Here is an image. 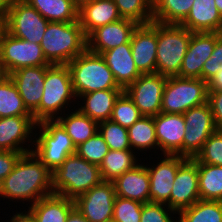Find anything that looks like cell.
I'll return each instance as SVG.
<instances>
[{
	"instance_id": "f907efd6",
	"label": "cell",
	"mask_w": 222,
	"mask_h": 222,
	"mask_svg": "<svg viewBox=\"0 0 222 222\" xmlns=\"http://www.w3.org/2000/svg\"><path fill=\"white\" fill-rule=\"evenodd\" d=\"M93 0H73V2L76 4L78 8H80L85 3L91 2Z\"/></svg>"
},
{
	"instance_id": "f546056e",
	"label": "cell",
	"mask_w": 222,
	"mask_h": 222,
	"mask_svg": "<svg viewBox=\"0 0 222 222\" xmlns=\"http://www.w3.org/2000/svg\"><path fill=\"white\" fill-rule=\"evenodd\" d=\"M133 153V150H109L99 166L102 180L113 182L138 165Z\"/></svg>"
},
{
	"instance_id": "8fae6325",
	"label": "cell",
	"mask_w": 222,
	"mask_h": 222,
	"mask_svg": "<svg viewBox=\"0 0 222 222\" xmlns=\"http://www.w3.org/2000/svg\"><path fill=\"white\" fill-rule=\"evenodd\" d=\"M167 76L141 74L124 92L137 106L142 116L155 117L161 113L163 90Z\"/></svg>"
},
{
	"instance_id": "4316f807",
	"label": "cell",
	"mask_w": 222,
	"mask_h": 222,
	"mask_svg": "<svg viewBox=\"0 0 222 222\" xmlns=\"http://www.w3.org/2000/svg\"><path fill=\"white\" fill-rule=\"evenodd\" d=\"M29 206L36 222H66L75 204L74 199L52 194Z\"/></svg>"
},
{
	"instance_id": "44dd1931",
	"label": "cell",
	"mask_w": 222,
	"mask_h": 222,
	"mask_svg": "<svg viewBox=\"0 0 222 222\" xmlns=\"http://www.w3.org/2000/svg\"><path fill=\"white\" fill-rule=\"evenodd\" d=\"M50 65L23 67L9 74L23 103L32 114L40 105L46 70Z\"/></svg>"
},
{
	"instance_id": "484cf974",
	"label": "cell",
	"mask_w": 222,
	"mask_h": 222,
	"mask_svg": "<svg viewBox=\"0 0 222 222\" xmlns=\"http://www.w3.org/2000/svg\"><path fill=\"white\" fill-rule=\"evenodd\" d=\"M123 92L124 89H105L82 94L78 98H84L85 105L78 110L98 123L110 120L115 102Z\"/></svg>"
},
{
	"instance_id": "30bf717a",
	"label": "cell",
	"mask_w": 222,
	"mask_h": 222,
	"mask_svg": "<svg viewBox=\"0 0 222 222\" xmlns=\"http://www.w3.org/2000/svg\"><path fill=\"white\" fill-rule=\"evenodd\" d=\"M49 21L24 0H10L6 31L12 36L41 43Z\"/></svg>"
},
{
	"instance_id": "7c38bea8",
	"label": "cell",
	"mask_w": 222,
	"mask_h": 222,
	"mask_svg": "<svg viewBox=\"0 0 222 222\" xmlns=\"http://www.w3.org/2000/svg\"><path fill=\"white\" fill-rule=\"evenodd\" d=\"M183 116L186 123L183 156L194 158L203 147L205 141L217 130V127L208 102L192 107Z\"/></svg>"
},
{
	"instance_id": "74e56055",
	"label": "cell",
	"mask_w": 222,
	"mask_h": 222,
	"mask_svg": "<svg viewBox=\"0 0 222 222\" xmlns=\"http://www.w3.org/2000/svg\"><path fill=\"white\" fill-rule=\"evenodd\" d=\"M141 117L137 106L123 92L115 102L110 120L128 129Z\"/></svg>"
},
{
	"instance_id": "f35d334b",
	"label": "cell",
	"mask_w": 222,
	"mask_h": 222,
	"mask_svg": "<svg viewBox=\"0 0 222 222\" xmlns=\"http://www.w3.org/2000/svg\"><path fill=\"white\" fill-rule=\"evenodd\" d=\"M109 150L107 143L100 133L97 132L94 136L76 147V154L89 163L100 166Z\"/></svg>"
},
{
	"instance_id": "ab89813d",
	"label": "cell",
	"mask_w": 222,
	"mask_h": 222,
	"mask_svg": "<svg viewBox=\"0 0 222 222\" xmlns=\"http://www.w3.org/2000/svg\"><path fill=\"white\" fill-rule=\"evenodd\" d=\"M197 163L222 166V130H216L194 157Z\"/></svg>"
},
{
	"instance_id": "f6af8a7d",
	"label": "cell",
	"mask_w": 222,
	"mask_h": 222,
	"mask_svg": "<svg viewBox=\"0 0 222 222\" xmlns=\"http://www.w3.org/2000/svg\"><path fill=\"white\" fill-rule=\"evenodd\" d=\"M207 102L210 105L215 126L218 130H222V91H208Z\"/></svg>"
},
{
	"instance_id": "7402d4cb",
	"label": "cell",
	"mask_w": 222,
	"mask_h": 222,
	"mask_svg": "<svg viewBox=\"0 0 222 222\" xmlns=\"http://www.w3.org/2000/svg\"><path fill=\"white\" fill-rule=\"evenodd\" d=\"M101 56L111 70L115 81L123 89L133 83L141 75L132 57L130 42L102 52Z\"/></svg>"
},
{
	"instance_id": "7a4b0ae2",
	"label": "cell",
	"mask_w": 222,
	"mask_h": 222,
	"mask_svg": "<svg viewBox=\"0 0 222 222\" xmlns=\"http://www.w3.org/2000/svg\"><path fill=\"white\" fill-rule=\"evenodd\" d=\"M40 45L51 65H67L87 49V37L79 20L49 22Z\"/></svg>"
},
{
	"instance_id": "7dc6e473",
	"label": "cell",
	"mask_w": 222,
	"mask_h": 222,
	"mask_svg": "<svg viewBox=\"0 0 222 222\" xmlns=\"http://www.w3.org/2000/svg\"><path fill=\"white\" fill-rule=\"evenodd\" d=\"M9 222H36V219L32 212L29 210L28 212H16L14 216L11 217V220Z\"/></svg>"
},
{
	"instance_id": "5bb4252c",
	"label": "cell",
	"mask_w": 222,
	"mask_h": 222,
	"mask_svg": "<svg viewBox=\"0 0 222 222\" xmlns=\"http://www.w3.org/2000/svg\"><path fill=\"white\" fill-rule=\"evenodd\" d=\"M200 200L198 163L187 158L178 168L170 194V208L177 213Z\"/></svg>"
},
{
	"instance_id": "ac0fdd59",
	"label": "cell",
	"mask_w": 222,
	"mask_h": 222,
	"mask_svg": "<svg viewBox=\"0 0 222 222\" xmlns=\"http://www.w3.org/2000/svg\"><path fill=\"white\" fill-rule=\"evenodd\" d=\"M158 150L163 155L183 156L186 123L183 114L159 113L154 117Z\"/></svg>"
},
{
	"instance_id": "b9f144b4",
	"label": "cell",
	"mask_w": 222,
	"mask_h": 222,
	"mask_svg": "<svg viewBox=\"0 0 222 222\" xmlns=\"http://www.w3.org/2000/svg\"><path fill=\"white\" fill-rule=\"evenodd\" d=\"M172 213L173 215L175 213L177 214L176 211L172 210L164 203H144L142 207L140 222H178V219H176V221L175 219H171L174 218L171 217Z\"/></svg>"
},
{
	"instance_id": "8992f818",
	"label": "cell",
	"mask_w": 222,
	"mask_h": 222,
	"mask_svg": "<svg viewBox=\"0 0 222 222\" xmlns=\"http://www.w3.org/2000/svg\"><path fill=\"white\" fill-rule=\"evenodd\" d=\"M192 32L181 24L157 22L156 73L177 76L188 49Z\"/></svg>"
},
{
	"instance_id": "f5cc1de1",
	"label": "cell",
	"mask_w": 222,
	"mask_h": 222,
	"mask_svg": "<svg viewBox=\"0 0 222 222\" xmlns=\"http://www.w3.org/2000/svg\"><path fill=\"white\" fill-rule=\"evenodd\" d=\"M5 24L0 20V40L3 32L5 31Z\"/></svg>"
},
{
	"instance_id": "c3c4849f",
	"label": "cell",
	"mask_w": 222,
	"mask_h": 222,
	"mask_svg": "<svg viewBox=\"0 0 222 222\" xmlns=\"http://www.w3.org/2000/svg\"><path fill=\"white\" fill-rule=\"evenodd\" d=\"M66 222H89L83 214L74 207L67 216Z\"/></svg>"
},
{
	"instance_id": "d6986e66",
	"label": "cell",
	"mask_w": 222,
	"mask_h": 222,
	"mask_svg": "<svg viewBox=\"0 0 222 222\" xmlns=\"http://www.w3.org/2000/svg\"><path fill=\"white\" fill-rule=\"evenodd\" d=\"M138 25L134 20L121 18L119 21L99 27L87 37V49L93 53L101 54L128 43Z\"/></svg>"
},
{
	"instance_id": "e0dca14e",
	"label": "cell",
	"mask_w": 222,
	"mask_h": 222,
	"mask_svg": "<svg viewBox=\"0 0 222 222\" xmlns=\"http://www.w3.org/2000/svg\"><path fill=\"white\" fill-rule=\"evenodd\" d=\"M218 32H192L179 74L180 78L201 79L203 64L211 57Z\"/></svg>"
},
{
	"instance_id": "db71d44e",
	"label": "cell",
	"mask_w": 222,
	"mask_h": 222,
	"mask_svg": "<svg viewBox=\"0 0 222 222\" xmlns=\"http://www.w3.org/2000/svg\"><path fill=\"white\" fill-rule=\"evenodd\" d=\"M218 34L220 37H222V23H221L220 29L218 30Z\"/></svg>"
},
{
	"instance_id": "681fc988",
	"label": "cell",
	"mask_w": 222,
	"mask_h": 222,
	"mask_svg": "<svg viewBox=\"0 0 222 222\" xmlns=\"http://www.w3.org/2000/svg\"><path fill=\"white\" fill-rule=\"evenodd\" d=\"M10 0H0V20L6 25Z\"/></svg>"
},
{
	"instance_id": "7bdbcfd3",
	"label": "cell",
	"mask_w": 222,
	"mask_h": 222,
	"mask_svg": "<svg viewBox=\"0 0 222 222\" xmlns=\"http://www.w3.org/2000/svg\"><path fill=\"white\" fill-rule=\"evenodd\" d=\"M217 71H222V37L216 40L211 57L203 64L201 79L207 83Z\"/></svg>"
},
{
	"instance_id": "9c48e42d",
	"label": "cell",
	"mask_w": 222,
	"mask_h": 222,
	"mask_svg": "<svg viewBox=\"0 0 222 222\" xmlns=\"http://www.w3.org/2000/svg\"><path fill=\"white\" fill-rule=\"evenodd\" d=\"M51 65L45 58L38 43L18 39L6 30L0 40V74L10 73L23 68Z\"/></svg>"
},
{
	"instance_id": "83f0119b",
	"label": "cell",
	"mask_w": 222,
	"mask_h": 222,
	"mask_svg": "<svg viewBox=\"0 0 222 222\" xmlns=\"http://www.w3.org/2000/svg\"><path fill=\"white\" fill-rule=\"evenodd\" d=\"M67 116H58L56 120L66 130L67 134L71 137L75 147L84 143L90 137L98 132L99 123L92 120L87 115H84L79 110H75Z\"/></svg>"
},
{
	"instance_id": "5b68a950",
	"label": "cell",
	"mask_w": 222,
	"mask_h": 222,
	"mask_svg": "<svg viewBox=\"0 0 222 222\" xmlns=\"http://www.w3.org/2000/svg\"><path fill=\"white\" fill-rule=\"evenodd\" d=\"M76 98L82 94L105 89H123L101 54L86 49L68 64Z\"/></svg>"
},
{
	"instance_id": "4fadbf2b",
	"label": "cell",
	"mask_w": 222,
	"mask_h": 222,
	"mask_svg": "<svg viewBox=\"0 0 222 222\" xmlns=\"http://www.w3.org/2000/svg\"><path fill=\"white\" fill-rule=\"evenodd\" d=\"M116 198L113 182L102 181L74 199L75 207L89 222H110Z\"/></svg>"
},
{
	"instance_id": "8d00e7d4",
	"label": "cell",
	"mask_w": 222,
	"mask_h": 222,
	"mask_svg": "<svg viewBox=\"0 0 222 222\" xmlns=\"http://www.w3.org/2000/svg\"><path fill=\"white\" fill-rule=\"evenodd\" d=\"M98 132L110 150H131L127 128L107 120L99 123Z\"/></svg>"
},
{
	"instance_id": "ee69618b",
	"label": "cell",
	"mask_w": 222,
	"mask_h": 222,
	"mask_svg": "<svg viewBox=\"0 0 222 222\" xmlns=\"http://www.w3.org/2000/svg\"><path fill=\"white\" fill-rule=\"evenodd\" d=\"M26 152L0 150V184L3 179L14 169L17 161Z\"/></svg>"
},
{
	"instance_id": "4dcf8cb0",
	"label": "cell",
	"mask_w": 222,
	"mask_h": 222,
	"mask_svg": "<svg viewBox=\"0 0 222 222\" xmlns=\"http://www.w3.org/2000/svg\"><path fill=\"white\" fill-rule=\"evenodd\" d=\"M32 116L9 75L0 74V118Z\"/></svg>"
},
{
	"instance_id": "bcb514c9",
	"label": "cell",
	"mask_w": 222,
	"mask_h": 222,
	"mask_svg": "<svg viewBox=\"0 0 222 222\" xmlns=\"http://www.w3.org/2000/svg\"><path fill=\"white\" fill-rule=\"evenodd\" d=\"M208 91H222V71L217 73L207 82Z\"/></svg>"
},
{
	"instance_id": "3957f363",
	"label": "cell",
	"mask_w": 222,
	"mask_h": 222,
	"mask_svg": "<svg viewBox=\"0 0 222 222\" xmlns=\"http://www.w3.org/2000/svg\"><path fill=\"white\" fill-rule=\"evenodd\" d=\"M99 166L76 153L68 156L52 172V190L56 195L75 199L102 182Z\"/></svg>"
},
{
	"instance_id": "277c9868",
	"label": "cell",
	"mask_w": 222,
	"mask_h": 222,
	"mask_svg": "<svg viewBox=\"0 0 222 222\" xmlns=\"http://www.w3.org/2000/svg\"><path fill=\"white\" fill-rule=\"evenodd\" d=\"M74 97L76 99L68 65H50L46 70L40 105L32 113L33 119L37 123L43 120H56L57 114L63 115L59 111L67 108L68 102L71 103Z\"/></svg>"
},
{
	"instance_id": "9a60e30c",
	"label": "cell",
	"mask_w": 222,
	"mask_h": 222,
	"mask_svg": "<svg viewBox=\"0 0 222 222\" xmlns=\"http://www.w3.org/2000/svg\"><path fill=\"white\" fill-rule=\"evenodd\" d=\"M164 157L156 165L148 167L146 164L150 180L149 196L150 202L164 203L170 207V194L173 181L179 166L187 157L169 154H165Z\"/></svg>"
},
{
	"instance_id": "1f68e13d",
	"label": "cell",
	"mask_w": 222,
	"mask_h": 222,
	"mask_svg": "<svg viewBox=\"0 0 222 222\" xmlns=\"http://www.w3.org/2000/svg\"><path fill=\"white\" fill-rule=\"evenodd\" d=\"M200 200L222 201V166L198 163Z\"/></svg>"
},
{
	"instance_id": "6da1fadb",
	"label": "cell",
	"mask_w": 222,
	"mask_h": 222,
	"mask_svg": "<svg viewBox=\"0 0 222 222\" xmlns=\"http://www.w3.org/2000/svg\"><path fill=\"white\" fill-rule=\"evenodd\" d=\"M52 194V172L33 151L22 154L0 184L1 197L17 202L31 200V205Z\"/></svg>"
},
{
	"instance_id": "ffe728a7",
	"label": "cell",
	"mask_w": 222,
	"mask_h": 222,
	"mask_svg": "<svg viewBox=\"0 0 222 222\" xmlns=\"http://www.w3.org/2000/svg\"><path fill=\"white\" fill-rule=\"evenodd\" d=\"M37 122L33 116H11L0 118V150L31 152L33 149L24 147L27 140L29 143L34 140L31 134L37 127ZM31 133V134H30ZM30 137V138H29Z\"/></svg>"
},
{
	"instance_id": "e575fe53",
	"label": "cell",
	"mask_w": 222,
	"mask_h": 222,
	"mask_svg": "<svg viewBox=\"0 0 222 222\" xmlns=\"http://www.w3.org/2000/svg\"><path fill=\"white\" fill-rule=\"evenodd\" d=\"M128 137L133 151L134 149L146 151L149 148L155 149V147L158 149L154 117L142 116L128 128Z\"/></svg>"
},
{
	"instance_id": "d590c367",
	"label": "cell",
	"mask_w": 222,
	"mask_h": 222,
	"mask_svg": "<svg viewBox=\"0 0 222 222\" xmlns=\"http://www.w3.org/2000/svg\"><path fill=\"white\" fill-rule=\"evenodd\" d=\"M122 18L134 20L138 24L153 21V0H113Z\"/></svg>"
},
{
	"instance_id": "ba28073f",
	"label": "cell",
	"mask_w": 222,
	"mask_h": 222,
	"mask_svg": "<svg viewBox=\"0 0 222 222\" xmlns=\"http://www.w3.org/2000/svg\"><path fill=\"white\" fill-rule=\"evenodd\" d=\"M207 83L202 79L167 77L163 90L161 113L184 114L207 102Z\"/></svg>"
},
{
	"instance_id": "f1b7e54d",
	"label": "cell",
	"mask_w": 222,
	"mask_h": 222,
	"mask_svg": "<svg viewBox=\"0 0 222 222\" xmlns=\"http://www.w3.org/2000/svg\"><path fill=\"white\" fill-rule=\"evenodd\" d=\"M49 22L78 21L79 8L73 0H24Z\"/></svg>"
},
{
	"instance_id": "2e32d148",
	"label": "cell",
	"mask_w": 222,
	"mask_h": 222,
	"mask_svg": "<svg viewBox=\"0 0 222 222\" xmlns=\"http://www.w3.org/2000/svg\"><path fill=\"white\" fill-rule=\"evenodd\" d=\"M132 57L141 74L156 73L157 22L139 24L131 36Z\"/></svg>"
},
{
	"instance_id": "60d3db41",
	"label": "cell",
	"mask_w": 222,
	"mask_h": 222,
	"mask_svg": "<svg viewBox=\"0 0 222 222\" xmlns=\"http://www.w3.org/2000/svg\"><path fill=\"white\" fill-rule=\"evenodd\" d=\"M143 203L116 196L112 222H140Z\"/></svg>"
},
{
	"instance_id": "cb8c5ba5",
	"label": "cell",
	"mask_w": 222,
	"mask_h": 222,
	"mask_svg": "<svg viewBox=\"0 0 222 222\" xmlns=\"http://www.w3.org/2000/svg\"><path fill=\"white\" fill-rule=\"evenodd\" d=\"M121 18L113 0H93L82 5L78 11V20L86 37L95 29Z\"/></svg>"
},
{
	"instance_id": "d6a6232c",
	"label": "cell",
	"mask_w": 222,
	"mask_h": 222,
	"mask_svg": "<svg viewBox=\"0 0 222 222\" xmlns=\"http://www.w3.org/2000/svg\"><path fill=\"white\" fill-rule=\"evenodd\" d=\"M194 0H153V21L181 24L190 13Z\"/></svg>"
},
{
	"instance_id": "816d5d0a",
	"label": "cell",
	"mask_w": 222,
	"mask_h": 222,
	"mask_svg": "<svg viewBox=\"0 0 222 222\" xmlns=\"http://www.w3.org/2000/svg\"><path fill=\"white\" fill-rule=\"evenodd\" d=\"M215 5L219 14L222 16V0H215Z\"/></svg>"
},
{
	"instance_id": "603a6c76",
	"label": "cell",
	"mask_w": 222,
	"mask_h": 222,
	"mask_svg": "<svg viewBox=\"0 0 222 222\" xmlns=\"http://www.w3.org/2000/svg\"><path fill=\"white\" fill-rule=\"evenodd\" d=\"M116 196L149 203V172L145 165L138 164L113 181Z\"/></svg>"
},
{
	"instance_id": "d4e9b609",
	"label": "cell",
	"mask_w": 222,
	"mask_h": 222,
	"mask_svg": "<svg viewBox=\"0 0 222 222\" xmlns=\"http://www.w3.org/2000/svg\"><path fill=\"white\" fill-rule=\"evenodd\" d=\"M222 16L215 0H194L190 13L181 25L191 32H218Z\"/></svg>"
},
{
	"instance_id": "52a82bcc",
	"label": "cell",
	"mask_w": 222,
	"mask_h": 222,
	"mask_svg": "<svg viewBox=\"0 0 222 222\" xmlns=\"http://www.w3.org/2000/svg\"><path fill=\"white\" fill-rule=\"evenodd\" d=\"M37 126L41 131L31 143L35 145L32 151L53 172L68 156L76 153V147L57 120H43Z\"/></svg>"
},
{
	"instance_id": "836d02e7",
	"label": "cell",
	"mask_w": 222,
	"mask_h": 222,
	"mask_svg": "<svg viewBox=\"0 0 222 222\" xmlns=\"http://www.w3.org/2000/svg\"><path fill=\"white\" fill-rule=\"evenodd\" d=\"M177 214L178 222H222V201L198 200Z\"/></svg>"
}]
</instances>
